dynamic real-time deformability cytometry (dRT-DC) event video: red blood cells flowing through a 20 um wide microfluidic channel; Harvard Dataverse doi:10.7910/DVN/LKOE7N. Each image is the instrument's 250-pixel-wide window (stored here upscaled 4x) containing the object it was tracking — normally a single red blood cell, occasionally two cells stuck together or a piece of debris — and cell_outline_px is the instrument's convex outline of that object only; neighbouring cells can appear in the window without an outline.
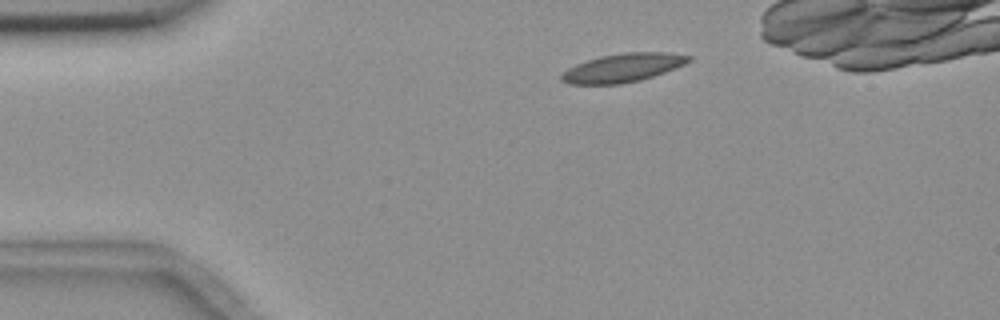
{"species": "common noctule bat (a hibernating species)", "species_latin": "Nyctalus noctula", "temperature_condition": "room temperature", "stored_images_in_passage": 4, "camera_frame_rate_fps": 3000, "um_per_image_px": 0.085, "animal": {"sex": "female", "body_mass_g": 18.4}, "frame": {"image": 1, "passage_image": 4, "time_ms": 4.667, "image_size_px": [1000, 320], "cell_outline_px": [[692, 60], [676, 68], [640, 80], [620, 84], [568, 84], [560, 80], [560, 76], [568, 68], [576, 64], [600, 56], [624, 52], [668, 52], [692, 56]], "centroid_in_image_um": [52.95, 5.76], "position_along_channel_um": 32.1, "area_um2": 21.15}}